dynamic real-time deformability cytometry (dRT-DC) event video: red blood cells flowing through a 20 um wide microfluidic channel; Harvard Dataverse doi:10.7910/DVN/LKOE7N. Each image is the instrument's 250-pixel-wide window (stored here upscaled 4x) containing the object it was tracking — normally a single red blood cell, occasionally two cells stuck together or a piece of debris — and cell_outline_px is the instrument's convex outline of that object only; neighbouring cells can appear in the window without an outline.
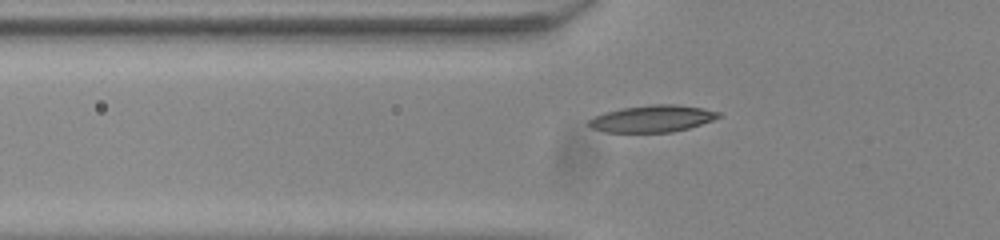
{"species": "common noctule bat (a hibernating species)", "species_latin": "Nyctalus noctula", "temperature_condition": "room temperature", "stored_images_in_passage": 39, "camera_frame_rate_fps": 3000, "um_per_image_px": 0.085, "animal": {"sex": "male", "body_mass_g": 20.0, "forearm_length_mm": 53.3}, "frame": {"image": 1, "passage_image": 9, "time_ms": 2.667, "image_size_px": [1000, 240], "cell_outline_px": [[720, 116], [712, 120], [688, 128], [672, 132], [608, 132], [592, 128], [588, 124], [588, 120], [604, 112], [624, 108], [652, 104], [676, 104], [704, 108], [720, 112]], "centroid_in_image_um": [55.46, 10.08], "position_along_channel_um": 70.3, "area_um2": 20.11}}
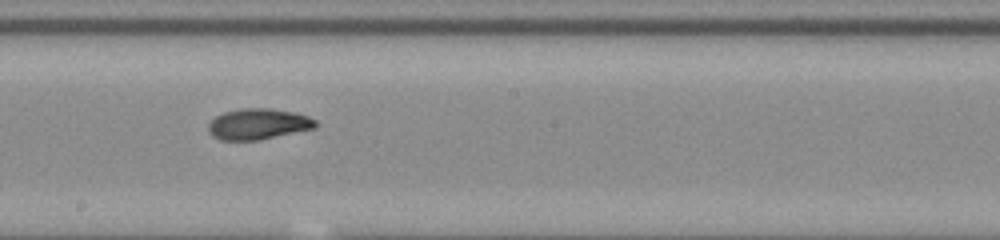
{"frame": {"image": 2, "passage_image": 21, "time_ms": 6.667, "image_size_px": [1000, 240], "cell_outline_px": [[320, 124], [316, 128], [260, 140], [220, 140], [212, 136], [208, 132], [208, 124], [216, 116], [224, 112], [244, 108], [272, 108], [296, 112], [308, 116], [316, 120]], "centroid_in_image_um": [21.99, 10.54], "position_along_channel_um": 226.2, "area_um2": 19.59}}
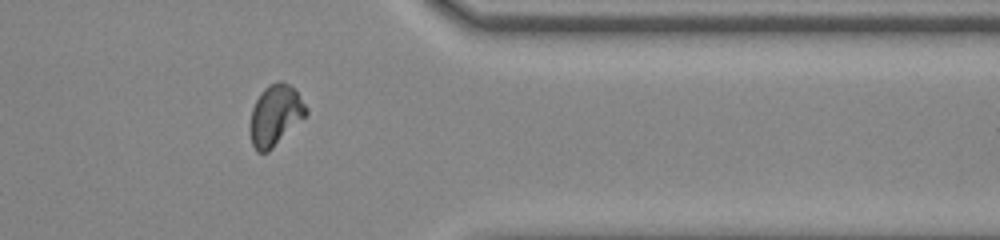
{"frame": {"image": 3, "passage_image": 34, "time_ms": 11.0, "image_size_px": [1000, 240], "cell_outline_px": [[308, 112], [268, 152], [256, 152], [252, 144], [248, 128], [252, 108], [260, 92], [268, 84], [276, 80], [280, 80], [288, 84], [296, 92], [308, 108]], "centroid_in_image_um": [23.34, 9.78], "position_along_channel_um": 388.1, "area_um2": 19.71}}